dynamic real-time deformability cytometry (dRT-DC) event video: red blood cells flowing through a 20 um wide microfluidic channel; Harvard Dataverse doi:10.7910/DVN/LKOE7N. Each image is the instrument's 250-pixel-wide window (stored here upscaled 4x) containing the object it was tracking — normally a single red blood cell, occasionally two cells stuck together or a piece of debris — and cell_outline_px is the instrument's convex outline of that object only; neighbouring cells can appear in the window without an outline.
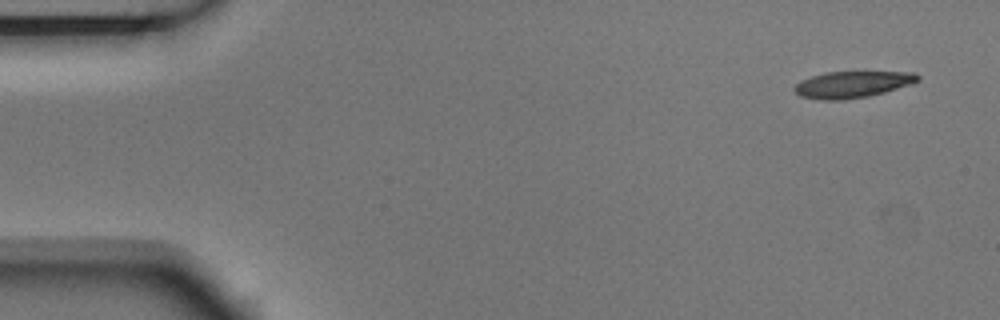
{"species": "Egyptian fruit bat (a non-hibernating species)", "species_latin": "Rousettus aegyptiacus", "temperature_condition": "room temperature", "stored_images_in_passage": 4, "camera_frame_rate_fps": 3000, "um_per_image_px": 0.085, "animal": {"sex": "male"}, "frame": {"image": 1, "passage_image": 1, "time_ms": 0.0, "image_size_px": [1000, 320], "cell_outline_px": [[920, 80], [912, 84], [884, 92], [868, 96], [844, 100], [820, 100], [800, 96], [792, 88], [800, 80], [824, 72], [916, 72], [920, 76]], "centroid_in_image_um": [72.45, 7.18], "position_along_channel_um": 12.6, "area_um2": 19.19}}
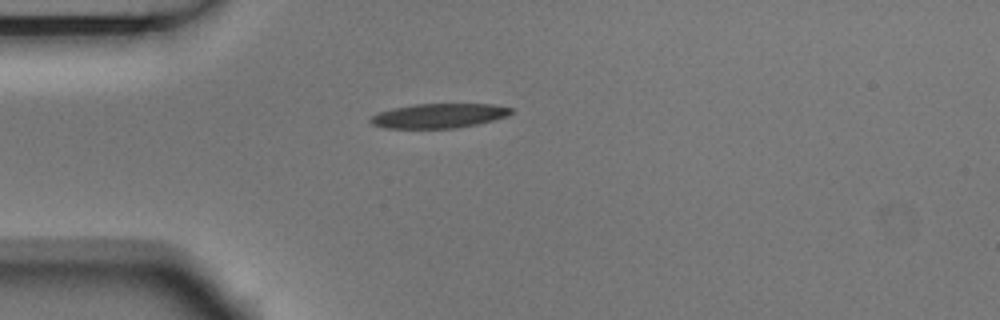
{"frame": {"image": 2, "passage_image": 4, "time_ms": 1.0, "image_size_px": [1000, 320], "cell_outline_px": [[512, 112], [504, 116], [492, 120], [476, 124], [456, 128], [384, 128], [372, 124], [368, 120], [372, 116], [380, 112], [392, 108], [416, 104], [492, 104], [512, 108]], "centroid_in_image_um": [37.26, 9.84], "position_along_channel_um": 47.7, "area_um2": 19.83}}